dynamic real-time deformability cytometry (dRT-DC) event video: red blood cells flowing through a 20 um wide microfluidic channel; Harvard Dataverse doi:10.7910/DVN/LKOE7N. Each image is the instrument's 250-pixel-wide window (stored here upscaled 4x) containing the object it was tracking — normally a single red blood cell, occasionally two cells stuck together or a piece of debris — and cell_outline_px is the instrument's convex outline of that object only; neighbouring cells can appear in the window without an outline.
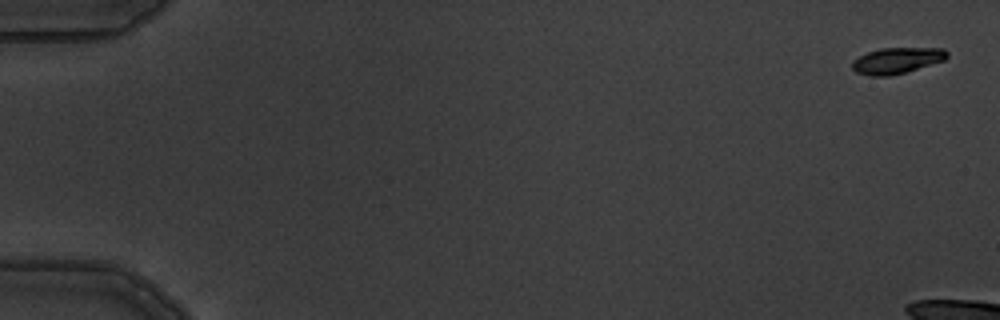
{"species": "common noctule bat (a hibernating species)", "species_latin": "Nyctalus noctula", "temperature_condition": "warm", "stored_images_in_passage": 5, "camera_frame_rate_fps": 3000, "um_per_image_px": 0.085, "animal": {"sex": "male", "body_mass_g": 19.5, "forearm_length_mm": 54.6}, "frame": {"image": 1, "passage_image": 1, "time_ms": 0.0, "image_size_px": [1000, 320], "cell_outline_px": [[948, 56], [944, 60], [904, 72], [888, 76], [868, 76], [856, 72], [852, 68], [852, 60], [868, 52], [880, 48], [944, 48], [948, 52]], "centroid_in_image_um": [76.21, 5.14], "position_along_channel_um": 8.8, "area_um2": 14.28}}